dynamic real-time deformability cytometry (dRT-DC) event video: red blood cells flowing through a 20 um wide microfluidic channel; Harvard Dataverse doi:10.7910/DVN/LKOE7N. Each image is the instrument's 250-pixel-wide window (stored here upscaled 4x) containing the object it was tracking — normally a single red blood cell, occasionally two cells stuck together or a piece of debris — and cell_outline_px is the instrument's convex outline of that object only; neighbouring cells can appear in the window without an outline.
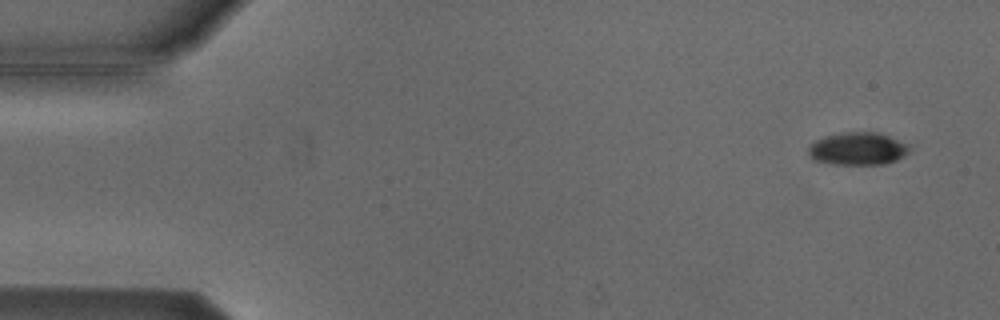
{"species": "Egyptian fruit bat (a non-hibernating species)", "species_latin": "Rousettus aegyptiacus", "temperature_condition": "cold", "stored_images_in_passage": 7, "camera_frame_rate_fps": 3000, "um_per_image_px": 0.085, "animal": {"sex": "male"}, "frame": {"image": 1, "passage_image": 1, "time_ms": 0.0, "image_size_px": [1000, 320], "cell_outline_px": [[912, 148], [904, 156], [896, 160], [884, 164], [832, 164], [812, 160], [808, 156], [808, 144], [824, 136], [840, 132], [880, 132], [912, 144]], "centroid_in_image_um": [72.92, 12.63], "position_along_channel_um": 12.1, "area_um2": 19.83}}
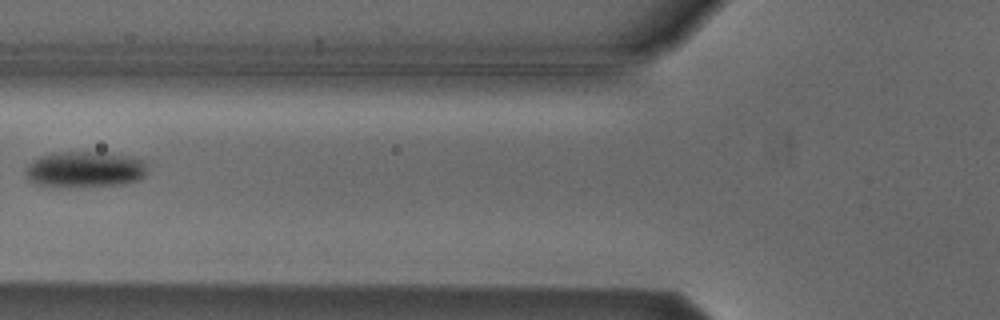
{"frame": {"image": 2, "passage_image": 6, "time_ms": 6.0, "image_size_px": [1000, 320], "cell_outline_px": [[148, 168], [144, 176], [136, 180], [120, 184], [40, 184], [28, 180], [24, 172], [28, 164], [32, 160], [40, 156], [56, 152], [112, 152], [132, 156], [144, 160]], "centroid_in_image_um": [7.26, 14.32], "position_along_channel_um": 118.5, "area_um2": 24.85}}
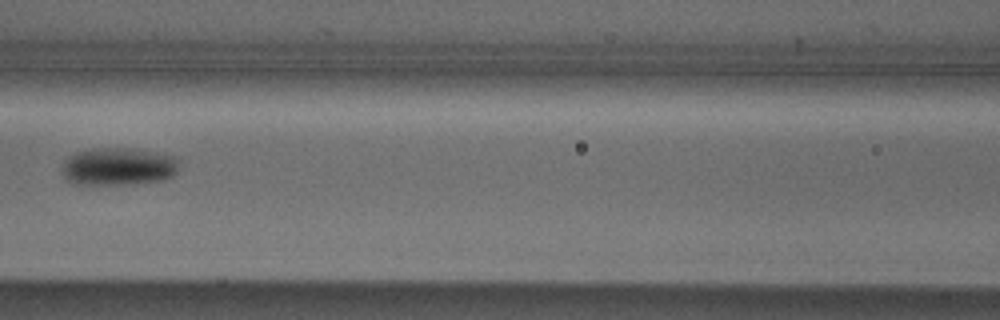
{"frame": {"image": 3, "passage_image": 7, "time_ms": 7.0, "image_size_px": [1000, 320], "cell_outline_px": [[176, 172], [172, 176], [164, 180], [136, 184], [76, 184], [68, 180], [64, 176], [64, 164], [68, 156], [76, 152], [92, 148], [124, 148], [152, 152], [172, 156], [176, 160]], "centroid_in_image_um": [10.04, 14.16], "position_along_channel_um": 156.6, "area_um2": 25.32}}